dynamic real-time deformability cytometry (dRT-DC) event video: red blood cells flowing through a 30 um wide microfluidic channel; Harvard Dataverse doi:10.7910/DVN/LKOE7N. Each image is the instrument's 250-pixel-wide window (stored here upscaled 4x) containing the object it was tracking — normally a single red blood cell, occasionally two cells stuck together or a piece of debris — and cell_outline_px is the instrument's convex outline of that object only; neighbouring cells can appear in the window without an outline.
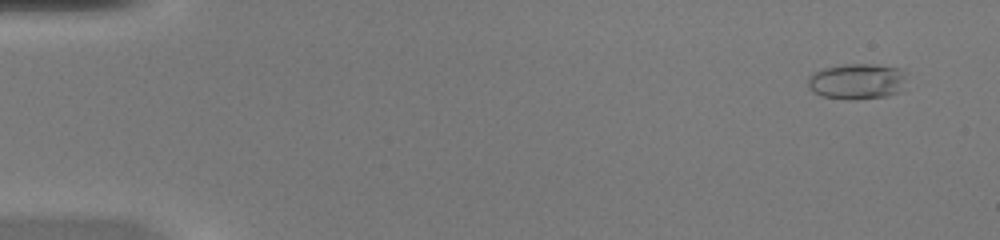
{"species": "common noctule bat (a hibernating species)", "species_latin": "Nyctalus noctula", "temperature_condition": "warm", "stored_images_in_passage": 51, "camera_frame_rate_fps": 3000, "um_per_image_px": 0.085, "animal": {"sex": "female", "body_mass_g": 20.0, "forearm_length_mm": 54.0}, "frame": {"image": 1, "passage_image": 4, "time_ms": 1.0, "image_size_px": [1000, 240], "cell_outline_px": [[908, 72], [900, 92], [888, 96], [856, 100], [844, 100], [820, 96], [812, 92], [808, 88], [808, 76], [812, 72], [824, 68], [844, 64], [872, 64], [900, 68]], "centroid_in_image_um": [72.83, 6.93], "position_along_channel_um": 12.2, "area_um2": 21.15}}
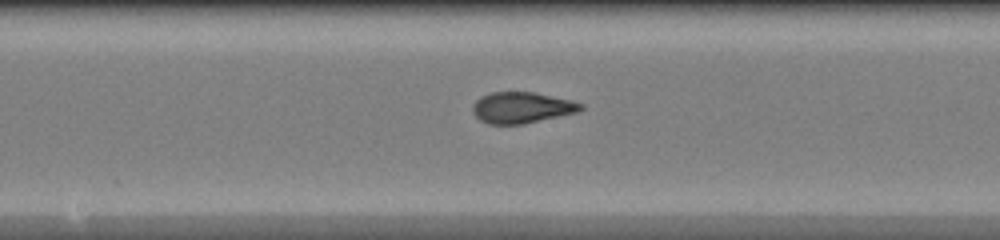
{"frame": {"image": 2, "passage_image": 28, "time_ms": 9.0, "image_size_px": [1000, 240], "cell_outline_px": [[584, 108], [576, 112], [524, 124], [488, 124], [480, 120], [472, 112], [472, 104], [480, 96], [492, 92], [532, 92], [572, 100], [584, 104]], "centroid_in_image_um": [44.32, 9.14], "position_along_channel_um": 203.9, "area_um2": 19.59}}
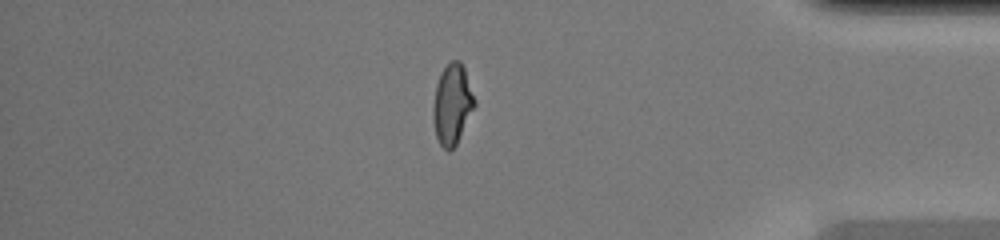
{"frame": {"image": 3, "passage_image": 44, "time_ms": 14.333, "image_size_px": [1000, 240], "cell_outline_px": [[476, 104], [456, 144], [448, 152], [440, 144], [436, 136], [432, 116], [432, 104], [436, 84], [440, 72], [452, 60], [460, 60], [464, 68], [476, 100]], "centroid_in_image_um": [38.42, 8.85], "position_along_channel_um": 396.8, "area_um2": 19.42}, "authors_computed_cell_mechanics": {"area_um2": 19.5942, "velocity_mm_per_s": 4.1595, "shape_relaxation_time_tau1_ms": 9.374, "shape_relaxation_time_tau2_ms": 0.8035, "deformation_change_tau1": 0.2908, "deformation_change_tau2": 0.0628}}